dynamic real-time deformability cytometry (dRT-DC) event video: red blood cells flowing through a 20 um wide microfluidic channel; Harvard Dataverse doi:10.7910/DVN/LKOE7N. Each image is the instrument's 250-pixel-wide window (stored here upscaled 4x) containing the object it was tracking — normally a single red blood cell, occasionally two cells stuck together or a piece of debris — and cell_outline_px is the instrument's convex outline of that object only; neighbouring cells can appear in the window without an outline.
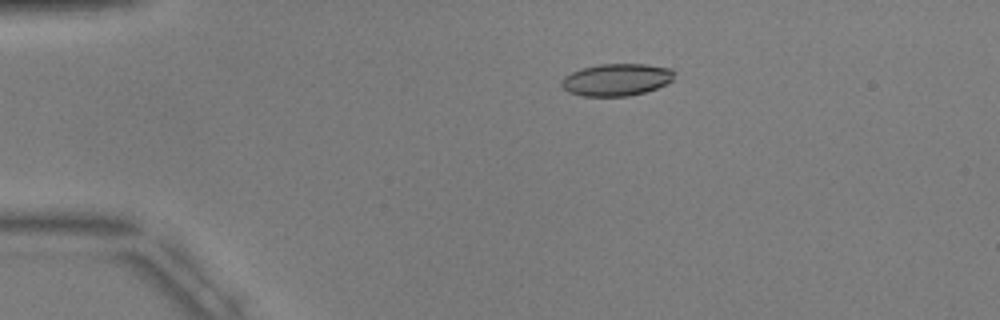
{"species": "common noctule bat (a hibernating species)", "species_latin": "Nyctalus noctula", "temperature_condition": "warm", "stored_images_in_passage": 4, "camera_frame_rate_fps": 3000, "um_per_image_px": 0.085, "animal": {"sex": "male", "body_mass_g": 17.9, "forearm_length_mm": 54.2}, "frame": {"image": 1, "passage_image": 1, "time_ms": 0.0, "image_size_px": [1000, 320], "cell_outline_px": [[676, 72], [672, 80], [668, 84], [644, 92], [628, 96], [580, 96], [568, 92], [560, 84], [560, 80], [564, 76], [580, 68], [600, 64], [644, 64], [672, 68]], "centroid_in_image_um": [52.4, 6.77], "position_along_channel_um": 32.6, "area_um2": 21.39}}
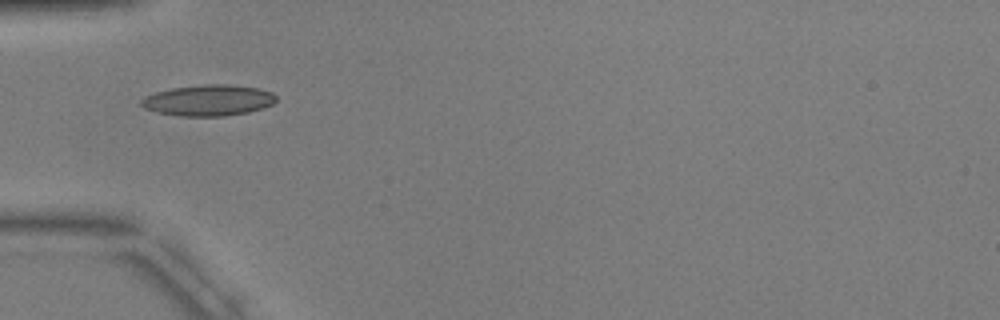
{"frame": {"image": 2, "passage_image": 3, "time_ms": 2.333, "image_size_px": [1000, 320], "cell_outline_px": [[276, 100], [272, 104], [264, 108], [248, 112], [224, 116], [180, 116], [160, 112], [144, 108], [140, 104], [140, 100], [144, 96], [156, 92], [172, 88], [204, 84], [228, 84], [256, 88], [272, 92], [276, 96]], "centroid_in_image_um": [17.71, 8.52], "position_along_channel_um": 67.3, "area_um2": 24.33}}